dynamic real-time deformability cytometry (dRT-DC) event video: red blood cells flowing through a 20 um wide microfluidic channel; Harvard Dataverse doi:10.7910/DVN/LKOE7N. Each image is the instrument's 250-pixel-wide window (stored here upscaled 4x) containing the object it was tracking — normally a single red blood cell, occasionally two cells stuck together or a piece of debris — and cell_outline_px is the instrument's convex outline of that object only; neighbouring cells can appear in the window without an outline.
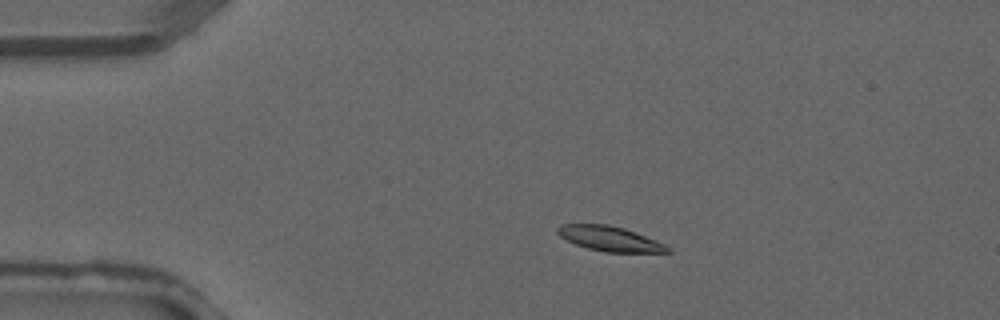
{"species": "common noctule bat (a hibernating species)", "species_latin": "Nyctalus noctula", "temperature_condition": "warm", "stored_images_in_passage": 3, "camera_frame_rate_fps": 3000, "um_per_image_px": 0.085, "animal": {"sex": "male", "forearm_length_mm": 52.5}, "frame": {"image": 1, "passage_image": 2, "time_ms": 0.333, "image_size_px": [1000, 320], "cell_outline_px": [[672, 252], [604, 252], [588, 248], [576, 244], [560, 236], [556, 232], [556, 228], [560, 224], [608, 224], [624, 228], [664, 244], [672, 248]], "centroid_in_image_um": [51.81, 20.28], "position_along_channel_um": 33.2, "area_um2": 15.78}}
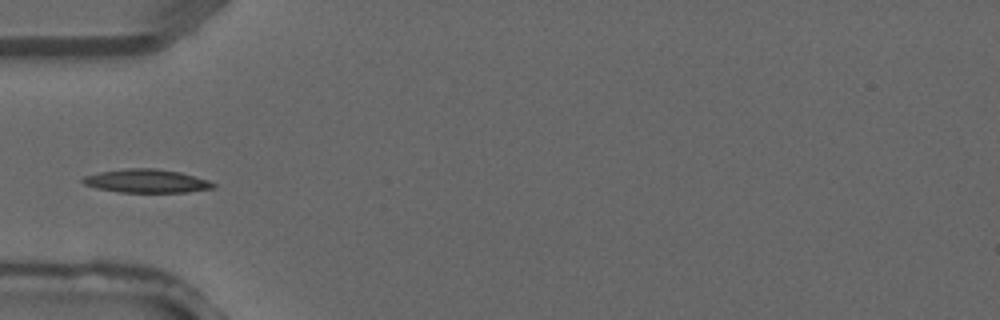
{"frame": {"image": 2, "passage_image": 3, "time_ms": 0.667, "image_size_px": [1000, 320], "cell_outline_px": [[216, 188], [188, 192], [120, 192], [96, 188], [84, 184], [80, 180], [84, 176], [100, 172], [128, 168], [156, 168], [180, 172], [208, 180], [216, 184]], "centroid_in_image_um": [12.47, 15.39], "position_along_channel_um": 72.5, "area_um2": 17.86}}